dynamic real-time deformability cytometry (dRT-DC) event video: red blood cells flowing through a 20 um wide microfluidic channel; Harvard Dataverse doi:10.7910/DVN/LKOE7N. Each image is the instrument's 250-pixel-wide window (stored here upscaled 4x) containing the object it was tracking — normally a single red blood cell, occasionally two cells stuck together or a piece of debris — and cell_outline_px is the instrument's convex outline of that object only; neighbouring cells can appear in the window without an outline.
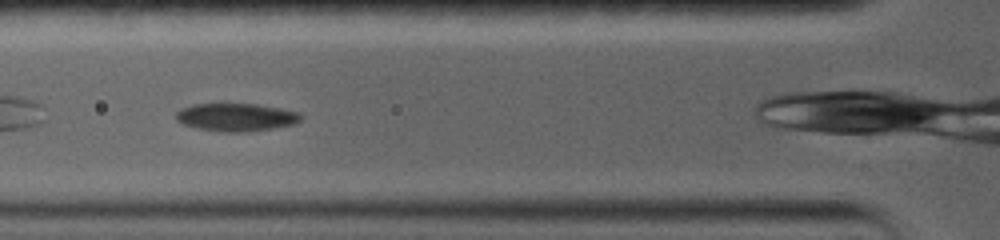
{"species": "common noctule bat (a hibernating species)", "species_latin": "Nyctalus noctula", "temperature_condition": "warm", "stored_images_in_passage": 5, "camera_frame_rate_fps": 5000, "um_per_image_px": 0.085, "animal": {"sex": "female", "body_mass_g": 19.0, "forearm_length_mm": 56.7}, "frame": {"image": 1, "passage_image": 3, "time_ms": 2.0, "image_size_px": [1000, 240], "cell_outline_px": [[304, 116], [300, 120], [292, 124], [272, 128], [248, 132], [220, 132], [196, 128], [184, 124], [176, 120], [176, 112], [180, 108], [192, 104], [256, 104], [280, 108], [300, 112]], "centroid_in_image_um": [20.06, 9.96], "position_along_channel_um": 105.7, "area_um2": 20.4}}
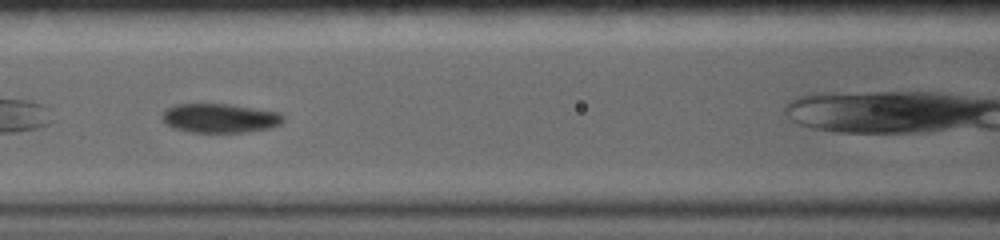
{"frame": {"image": 2, "passage_image": 4, "time_ms": 3.2, "image_size_px": [1000, 240], "cell_outline_px": [[284, 120], [280, 124], [272, 128], [248, 132], [188, 132], [172, 128], [164, 124], [160, 116], [168, 108], [176, 104], [228, 104], [280, 112], [284, 116]], "centroid_in_image_um": [18.68, 10.05], "position_along_channel_um": 147.9, "area_um2": 20.81}}